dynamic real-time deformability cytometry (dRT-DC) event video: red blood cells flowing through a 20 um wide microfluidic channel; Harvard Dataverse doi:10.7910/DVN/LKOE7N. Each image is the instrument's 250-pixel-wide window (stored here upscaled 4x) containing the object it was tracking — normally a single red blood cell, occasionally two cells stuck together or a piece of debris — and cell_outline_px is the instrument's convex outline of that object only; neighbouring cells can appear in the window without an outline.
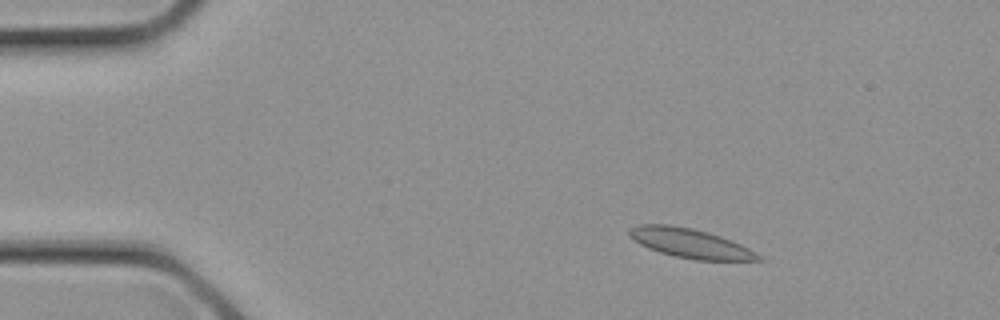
{"species": "common noctule bat (a hibernating species)", "species_latin": "Nyctalus noctula", "temperature_condition": "cold", "stored_images_in_passage": 10, "camera_frame_rate_fps": 3000, "um_per_image_px": 0.085, "animal": {"sex": "female", "body_mass_g": 21.9}, "frame": {"image": 1, "passage_image": 4, "time_ms": 1.0, "image_size_px": [1000, 320], "cell_outline_px": [[764, 260], [696, 260], [676, 256], [660, 252], [648, 248], [640, 244], [628, 236], [628, 228], [640, 224], [672, 224], [692, 228], [708, 232], [732, 240], [748, 248], [760, 256]], "centroid_in_image_um": [58.62, 20.66], "position_along_channel_um": 26.4, "area_um2": 22.02}}
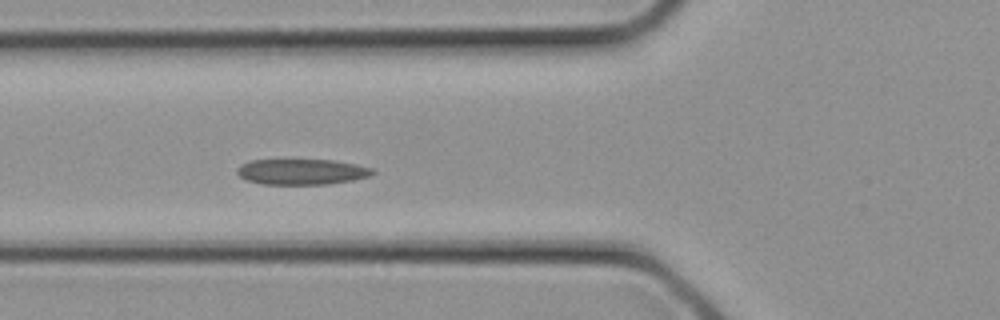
{"frame": {"image": 2, "passage_image": 10, "time_ms": 3.0, "image_size_px": [1000, 320], "cell_outline_px": [[376, 172], [368, 176], [352, 180], [328, 184], [260, 184], [244, 180], [236, 172], [236, 168], [240, 164], [252, 160], [332, 160], [356, 164], [372, 168]], "centroid_in_image_um": [25.6, 14.6], "position_along_channel_um": 100.2, "area_um2": 20.29}}